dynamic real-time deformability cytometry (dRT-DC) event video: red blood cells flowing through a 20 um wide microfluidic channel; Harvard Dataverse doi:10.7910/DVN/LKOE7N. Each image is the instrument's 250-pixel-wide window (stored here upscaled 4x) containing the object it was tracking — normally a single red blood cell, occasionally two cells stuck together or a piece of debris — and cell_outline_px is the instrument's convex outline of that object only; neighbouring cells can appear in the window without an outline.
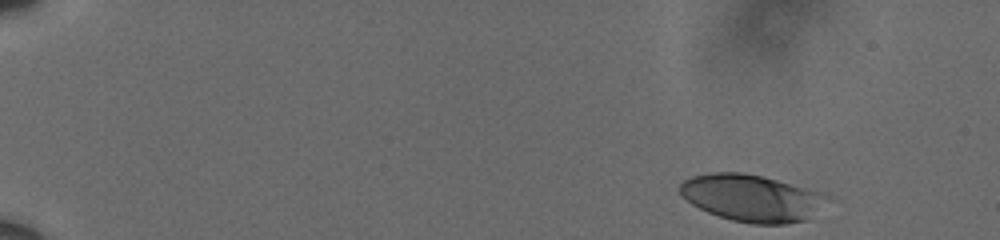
{"species": "human", "species_latin": "Homo sapiens", "temperature_condition": "cold", "stored_images_in_passage": 53, "camera_frame_rate_fps": 3000, "um_per_image_px": 0.085, "donor": {"sex": "male"}, "frame": {"image": 1, "passage_image": 1, "time_ms": 0.0, "image_size_px": [1000, 240], "cell_outline_px": [[828, 196], [804, 220], [784, 224], [752, 224], [732, 220], [708, 212], [692, 204], [680, 192], [680, 184], [684, 180], [692, 176], [712, 172], [744, 172], [776, 180], [820, 192]], "centroid_in_image_um": [63.8, 16.81], "position_along_channel_um": 21.2, "area_um2": 39.19}}
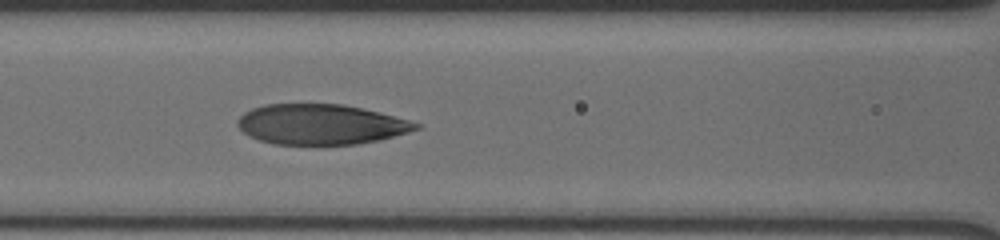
{"frame": {"image": 2, "passage_image": 23, "time_ms": 7.333, "image_size_px": [1000, 240], "cell_outline_px": [[420, 128], [408, 132], [376, 140], [356, 144], [272, 144], [248, 136], [236, 124], [236, 120], [244, 112], [252, 108], [264, 104], [344, 104], [380, 112], [408, 120], [420, 124]], "centroid_in_image_um": [27.22, 10.56], "position_along_channel_um": 139.4, "area_um2": 41.67}}
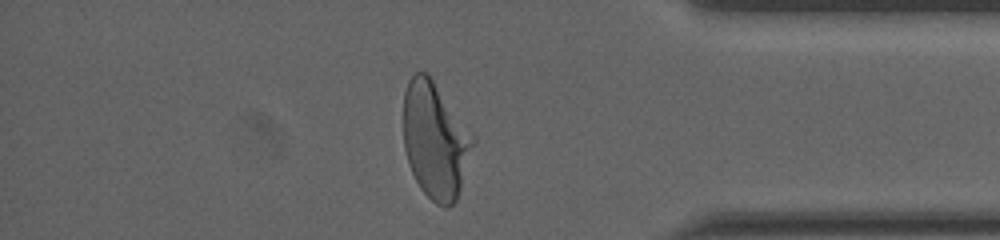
{"frame": {"image": 3, "passage_image": 46, "time_ms": 15.0, "image_size_px": [1000, 240], "cell_outline_px": [[476, 140], [456, 200], [448, 208], [444, 208], [436, 204], [420, 188], [412, 172], [404, 148], [404, 92], [408, 80], [416, 72], [428, 72], [476, 136]], "centroid_in_image_um": [37.02, 11.89], "position_along_channel_um": 398.2, "area_um2": 47.4}, "authors_computed_cell_mechanics": {"area_um2": 42.7142, "velocity_mm_per_s": 3.6006, "shape_relaxation_time_tau1_ms": 4.0406, "shape_relaxation_time_tau2_ms": 1.1306, "deformation_change_tau1": 0.1869, "deformation_change_tau2": 0.0734}}